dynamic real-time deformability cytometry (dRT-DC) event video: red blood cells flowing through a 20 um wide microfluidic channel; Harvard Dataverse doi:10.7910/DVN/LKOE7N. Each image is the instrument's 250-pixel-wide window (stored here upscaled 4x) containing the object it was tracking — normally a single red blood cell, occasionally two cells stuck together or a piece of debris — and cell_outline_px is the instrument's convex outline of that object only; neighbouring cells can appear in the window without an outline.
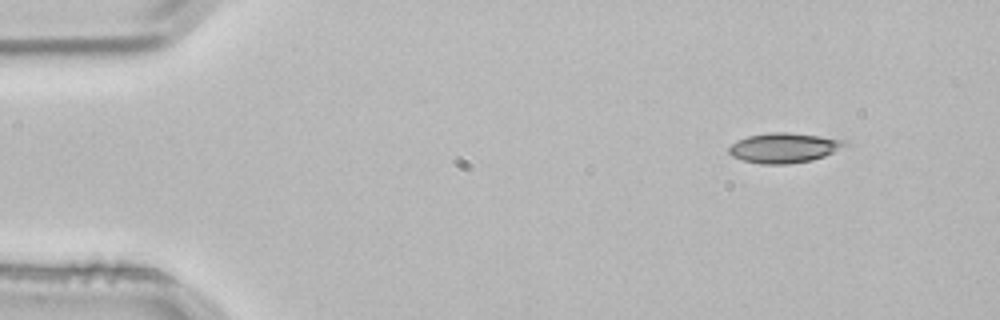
{"species": "common noctule bat (a hibernating species)", "species_latin": "Nyctalus noctula", "temperature_condition": "room temperature", "stored_images_in_passage": 4, "segment_of_instrument_passage": [2, 2], "camera_frame_rate_fps": 3000, "um_per_image_px": 0.085, "animal": {"sex": "male", "body_mass_g": 21.5, "forearm_length_mm": 52.0}, "frame": {"image": 1, "passage_image": 4, "time_ms": 1.0, "image_size_px": [1000, 320], "cell_outline_px": [[852, 144], [824, 156], [812, 160], [788, 164], [760, 164], [744, 160], [732, 156], [728, 152], [728, 148], [736, 140], [748, 136], [768, 132], [788, 132], [820, 136], [848, 140]], "centroid_in_image_um": [66.68, 12.56], "position_along_channel_um": 18.3, "area_um2": 20.46}}